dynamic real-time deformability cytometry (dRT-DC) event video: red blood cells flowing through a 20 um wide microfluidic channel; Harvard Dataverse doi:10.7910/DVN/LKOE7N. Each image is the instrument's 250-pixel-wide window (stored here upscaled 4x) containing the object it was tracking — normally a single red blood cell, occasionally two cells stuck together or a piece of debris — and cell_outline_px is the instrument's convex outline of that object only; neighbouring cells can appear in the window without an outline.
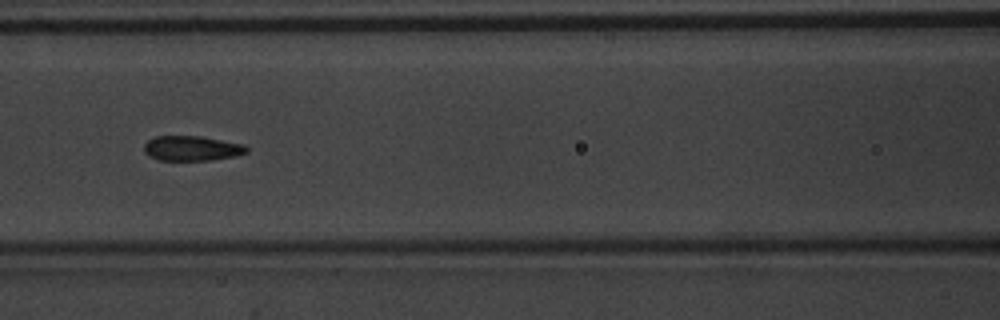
{"species": "common noctule bat (a hibernating species)", "species_latin": "Nyctalus noctula", "temperature_condition": "warm", "stored_images_in_passage": 6, "camera_frame_rate_fps": 3000, "um_per_image_px": 0.085, "animal": {"sex": "male", "body_mass_g": 20.1, "forearm_length_mm": 53.5}, "frame": {"image": 1, "passage_image": 5, "time_ms": 1.333, "image_size_px": [1000, 320], "cell_outline_px": [[248, 152], [236, 156], [212, 160], [160, 160], [148, 156], [144, 152], [144, 144], [148, 140], [156, 136], [200, 136], [244, 144], [248, 148]], "centroid_in_image_um": [16.31, 12.61], "position_along_channel_um": 150.3, "area_um2": 14.97}}
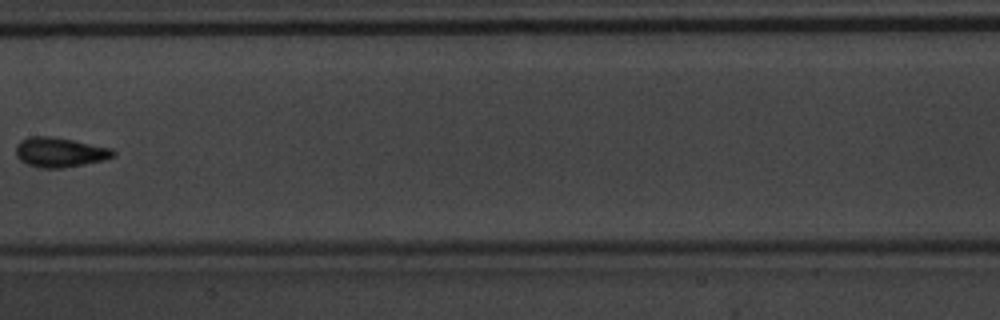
{"frame": {"image": 2, "passage_image": 6, "time_ms": 1.667, "image_size_px": [1000, 320], "cell_outline_px": [[116, 156], [104, 160], [64, 168], [40, 168], [28, 164], [20, 160], [16, 156], [16, 144], [20, 140], [28, 136], [48, 136], [72, 140], [112, 148], [116, 152]], "centroid_in_image_um": [5.08, 12.94], "position_along_channel_um": 202.3, "area_um2": 16.94}}